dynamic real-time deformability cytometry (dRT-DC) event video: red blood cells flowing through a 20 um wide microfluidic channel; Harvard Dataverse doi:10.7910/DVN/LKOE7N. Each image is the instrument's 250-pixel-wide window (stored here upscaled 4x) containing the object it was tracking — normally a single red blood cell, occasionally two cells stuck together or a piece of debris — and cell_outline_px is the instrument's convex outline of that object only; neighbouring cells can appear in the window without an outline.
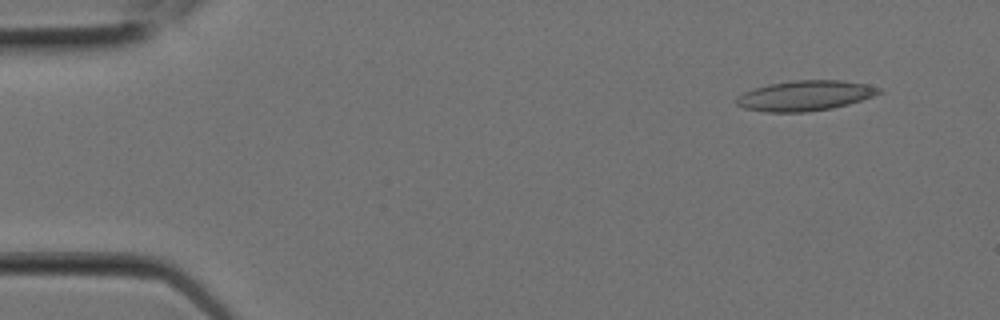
{"species": "Egyptian fruit bat (a non-hibernating species)", "species_latin": "Rousettus aegyptiacus", "temperature_condition": "room temperature", "stored_images_in_passage": 6, "camera_frame_rate_fps": 3000, "um_per_image_px": 0.085, "animal": {"sex": "female"}, "frame": {"image": 1, "passage_image": 1, "time_ms": 0.0, "image_size_px": [1000, 320], "cell_outline_px": [[884, 92], [848, 104], [832, 108], [808, 112], [764, 112], [744, 108], [736, 104], [736, 100], [744, 92], [752, 88], [768, 84], [792, 80], [840, 80], [864, 84], [884, 88]], "centroid_in_image_um": [68.44, 8.13], "position_along_channel_um": 16.6, "area_um2": 25.14}}
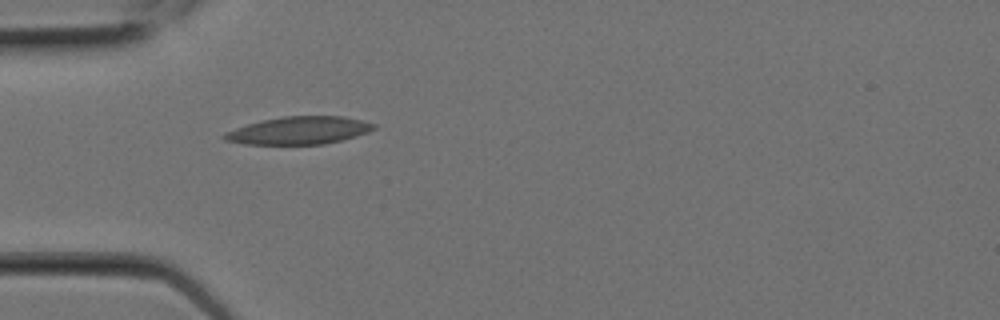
{"frame": {"image": 2, "passage_image": 5, "time_ms": 1.333, "image_size_px": [1000, 320], "cell_outline_px": [[376, 128], [368, 132], [356, 136], [324, 144], [244, 144], [224, 140], [220, 136], [224, 132], [248, 124], [264, 120], [284, 116], [344, 116], [376, 124]], "centroid_in_image_um": [25.4, 11.09], "position_along_channel_um": 59.6, "area_um2": 23.99}}
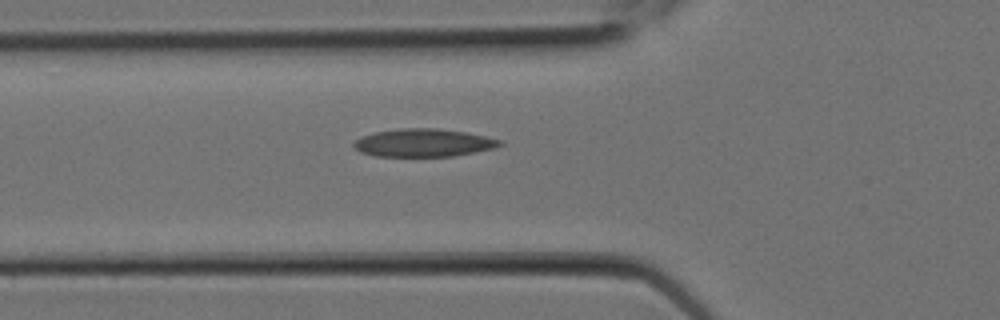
{"frame": {"image": 3, "passage_image": 6, "time_ms": 1.667, "image_size_px": [1000, 320], "cell_outline_px": [[504, 144], [496, 148], [476, 152], [452, 156], [376, 156], [360, 152], [352, 144], [360, 136], [376, 132], [404, 128], [436, 128], [464, 132], [484, 136], [500, 140]], "centroid_in_image_um": [36.0, 12.14], "position_along_channel_um": 89.8, "area_um2": 23.64}}